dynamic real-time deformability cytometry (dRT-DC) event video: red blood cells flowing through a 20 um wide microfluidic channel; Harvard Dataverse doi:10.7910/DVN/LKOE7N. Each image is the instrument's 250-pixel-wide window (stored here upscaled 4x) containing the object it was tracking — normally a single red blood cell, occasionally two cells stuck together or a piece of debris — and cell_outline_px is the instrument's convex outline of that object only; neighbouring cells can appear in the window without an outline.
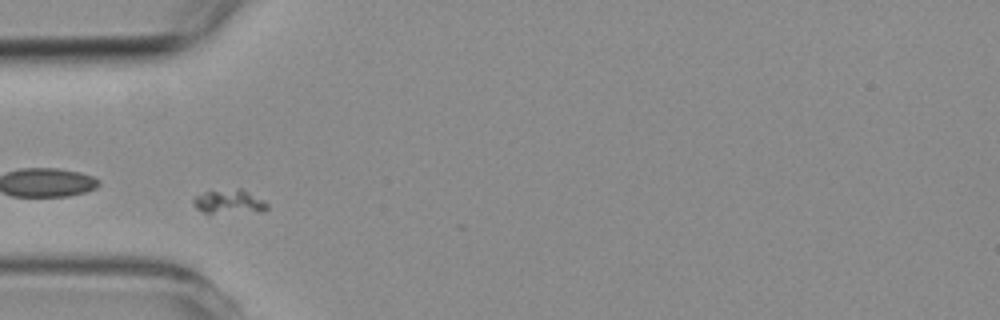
{"species": "common noctule bat (a hibernating species)", "species_latin": "Nyctalus noctula", "temperature_condition": "room temperature", "stored_images_in_passage": 6, "camera_frame_rate_fps": 3000, "um_per_image_px": 0.085, "animal": {"sex": "female", "body_mass_g": 19.3, "forearm_length_mm": 54.1}, "frame": {"image": 1, "passage_image": 4, "time_ms": 3.333, "image_size_px": [1000, 320], "cell_outline_px": [[268, 208], [260, 212], [208, 216], [200, 212], [196, 208], [192, 200], [192, 196], [204, 192], [240, 188], [264, 200], [268, 204]], "centroid_in_image_um": [19.42, 17.22], "position_along_channel_um": 65.6, "area_um2": 11.16}}
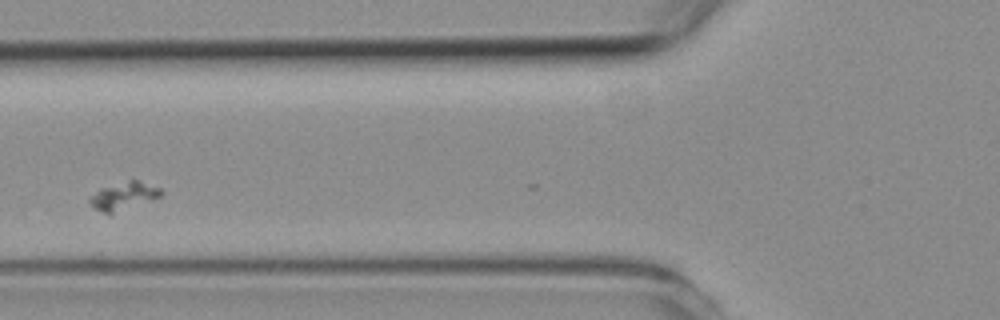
{"frame": {"image": 2, "passage_image": 5, "time_ms": 4.667, "image_size_px": [1000, 320], "cell_outline_px": [[164, 192], [160, 196], [152, 200], [108, 216], [92, 208], [88, 204], [88, 196], [100, 188], [128, 180], [136, 180], [160, 188]], "centroid_in_image_um": [10.42, 16.7], "position_along_channel_um": 115.4, "area_um2": 11.96}}
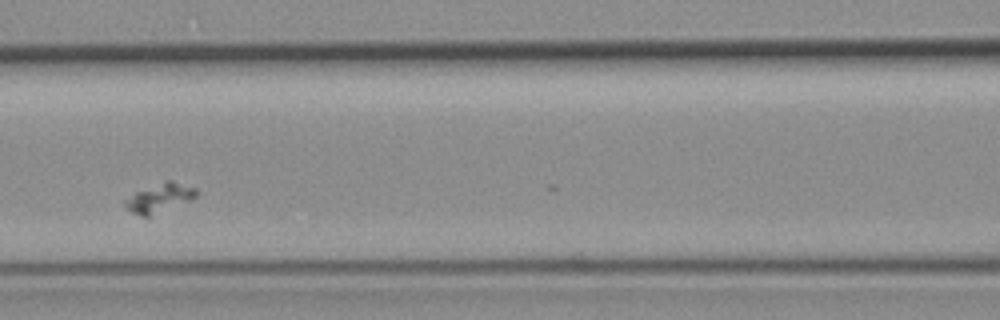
{"frame": {"image": 3, "passage_image": 6, "time_ms": 5.667, "image_size_px": [1000, 320], "cell_outline_px": [[200, 192], [196, 196], [188, 200], [148, 216], [140, 216], [132, 212], [124, 204], [124, 200], [136, 192], [164, 180], [172, 180], [196, 188]], "centroid_in_image_um": [13.57, 16.78], "position_along_channel_um": 153.0, "area_um2": 11.62}}